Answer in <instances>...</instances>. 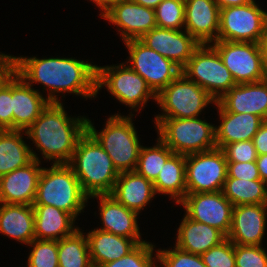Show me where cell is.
Segmentation results:
<instances>
[{
	"label": "cell",
	"instance_id": "cell-1",
	"mask_svg": "<svg viewBox=\"0 0 267 267\" xmlns=\"http://www.w3.org/2000/svg\"><path fill=\"white\" fill-rule=\"evenodd\" d=\"M96 66L73 58L12 57V69L30 86L40 83L50 91L47 99L60 102L55 93L96 97Z\"/></svg>",
	"mask_w": 267,
	"mask_h": 267
},
{
	"label": "cell",
	"instance_id": "cell-2",
	"mask_svg": "<svg viewBox=\"0 0 267 267\" xmlns=\"http://www.w3.org/2000/svg\"><path fill=\"white\" fill-rule=\"evenodd\" d=\"M87 120L81 116L70 118L61 102H50L24 133L47 161L68 164L79 139L87 131Z\"/></svg>",
	"mask_w": 267,
	"mask_h": 267
},
{
	"label": "cell",
	"instance_id": "cell-3",
	"mask_svg": "<svg viewBox=\"0 0 267 267\" xmlns=\"http://www.w3.org/2000/svg\"><path fill=\"white\" fill-rule=\"evenodd\" d=\"M68 165L88 197L110 194L119 176L110 156L88 131L79 139Z\"/></svg>",
	"mask_w": 267,
	"mask_h": 267
},
{
	"label": "cell",
	"instance_id": "cell-4",
	"mask_svg": "<svg viewBox=\"0 0 267 267\" xmlns=\"http://www.w3.org/2000/svg\"><path fill=\"white\" fill-rule=\"evenodd\" d=\"M88 196L68 164H52L43 168L33 205H49L71 214L75 219L82 212Z\"/></svg>",
	"mask_w": 267,
	"mask_h": 267
},
{
	"label": "cell",
	"instance_id": "cell-5",
	"mask_svg": "<svg viewBox=\"0 0 267 267\" xmlns=\"http://www.w3.org/2000/svg\"><path fill=\"white\" fill-rule=\"evenodd\" d=\"M132 118L115 114L110 116L105 128L97 132L87 120V131L99 142L110 156L117 171H134L138 162L140 145Z\"/></svg>",
	"mask_w": 267,
	"mask_h": 267
},
{
	"label": "cell",
	"instance_id": "cell-6",
	"mask_svg": "<svg viewBox=\"0 0 267 267\" xmlns=\"http://www.w3.org/2000/svg\"><path fill=\"white\" fill-rule=\"evenodd\" d=\"M159 138L176 154L207 152L216 147L214 125L194 118H155Z\"/></svg>",
	"mask_w": 267,
	"mask_h": 267
},
{
	"label": "cell",
	"instance_id": "cell-7",
	"mask_svg": "<svg viewBox=\"0 0 267 267\" xmlns=\"http://www.w3.org/2000/svg\"><path fill=\"white\" fill-rule=\"evenodd\" d=\"M181 73L188 80L196 82L216 101L237 84L211 44L200 45L181 69Z\"/></svg>",
	"mask_w": 267,
	"mask_h": 267
},
{
	"label": "cell",
	"instance_id": "cell-8",
	"mask_svg": "<svg viewBox=\"0 0 267 267\" xmlns=\"http://www.w3.org/2000/svg\"><path fill=\"white\" fill-rule=\"evenodd\" d=\"M104 86L131 110L138 111L134 109L137 107L141 110L149 98L157 101V95L146 80L124 63L117 66H96V93Z\"/></svg>",
	"mask_w": 267,
	"mask_h": 267
},
{
	"label": "cell",
	"instance_id": "cell-9",
	"mask_svg": "<svg viewBox=\"0 0 267 267\" xmlns=\"http://www.w3.org/2000/svg\"><path fill=\"white\" fill-rule=\"evenodd\" d=\"M156 102L164 113L155 118H194L216 100L181 73L157 95Z\"/></svg>",
	"mask_w": 267,
	"mask_h": 267
},
{
	"label": "cell",
	"instance_id": "cell-10",
	"mask_svg": "<svg viewBox=\"0 0 267 267\" xmlns=\"http://www.w3.org/2000/svg\"><path fill=\"white\" fill-rule=\"evenodd\" d=\"M267 29V12L253 0L220 9L218 40L260 43Z\"/></svg>",
	"mask_w": 267,
	"mask_h": 267
},
{
	"label": "cell",
	"instance_id": "cell-11",
	"mask_svg": "<svg viewBox=\"0 0 267 267\" xmlns=\"http://www.w3.org/2000/svg\"><path fill=\"white\" fill-rule=\"evenodd\" d=\"M129 51V67L144 78L158 95L181 74V68L173 61L147 47L139 39L125 41Z\"/></svg>",
	"mask_w": 267,
	"mask_h": 267
},
{
	"label": "cell",
	"instance_id": "cell-12",
	"mask_svg": "<svg viewBox=\"0 0 267 267\" xmlns=\"http://www.w3.org/2000/svg\"><path fill=\"white\" fill-rule=\"evenodd\" d=\"M186 193L222 191L227 178V160L219 148L185 155Z\"/></svg>",
	"mask_w": 267,
	"mask_h": 267
},
{
	"label": "cell",
	"instance_id": "cell-13",
	"mask_svg": "<svg viewBox=\"0 0 267 267\" xmlns=\"http://www.w3.org/2000/svg\"><path fill=\"white\" fill-rule=\"evenodd\" d=\"M212 46L237 84L256 83L267 79L259 43L216 40Z\"/></svg>",
	"mask_w": 267,
	"mask_h": 267
},
{
	"label": "cell",
	"instance_id": "cell-14",
	"mask_svg": "<svg viewBox=\"0 0 267 267\" xmlns=\"http://www.w3.org/2000/svg\"><path fill=\"white\" fill-rule=\"evenodd\" d=\"M178 204L183 206L188 218L215 227L227 237L234 205L222 191L186 193Z\"/></svg>",
	"mask_w": 267,
	"mask_h": 267
},
{
	"label": "cell",
	"instance_id": "cell-15",
	"mask_svg": "<svg viewBox=\"0 0 267 267\" xmlns=\"http://www.w3.org/2000/svg\"><path fill=\"white\" fill-rule=\"evenodd\" d=\"M101 17L120 28L123 42L140 39L157 26L155 10L132 0H118Z\"/></svg>",
	"mask_w": 267,
	"mask_h": 267
},
{
	"label": "cell",
	"instance_id": "cell-16",
	"mask_svg": "<svg viewBox=\"0 0 267 267\" xmlns=\"http://www.w3.org/2000/svg\"><path fill=\"white\" fill-rule=\"evenodd\" d=\"M147 47L173 61L181 69L201 45L186 30H173L156 26L139 39Z\"/></svg>",
	"mask_w": 267,
	"mask_h": 267
},
{
	"label": "cell",
	"instance_id": "cell-17",
	"mask_svg": "<svg viewBox=\"0 0 267 267\" xmlns=\"http://www.w3.org/2000/svg\"><path fill=\"white\" fill-rule=\"evenodd\" d=\"M267 204H246L233 207L232 223L227 235L233 244L262 246L265 235Z\"/></svg>",
	"mask_w": 267,
	"mask_h": 267
},
{
	"label": "cell",
	"instance_id": "cell-18",
	"mask_svg": "<svg viewBox=\"0 0 267 267\" xmlns=\"http://www.w3.org/2000/svg\"><path fill=\"white\" fill-rule=\"evenodd\" d=\"M41 161L33 160L0 177V203L33 205L42 171Z\"/></svg>",
	"mask_w": 267,
	"mask_h": 267
},
{
	"label": "cell",
	"instance_id": "cell-19",
	"mask_svg": "<svg viewBox=\"0 0 267 267\" xmlns=\"http://www.w3.org/2000/svg\"><path fill=\"white\" fill-rule=\"evenodd\" d=\"M184 29L201 45L218 40L220 8L214 0L185 1Z\"/></svg>",
	"mask_w": 267,
	"mask_h": 267
},
{
	"label": "cell",
	"instance_id": "cell-20",
	"mask_svg": "<svg viewBox=\"0 0 267 267\" xmlns=\"http://www.w3.org/2000/svg\"><path fill=\"white\" fill-rule=\"evenodd\" d=\"M49 103L12 69L13 130L25 131Z\"/></svg>",
	"mask_w": 267,
	"mask_h": 267
},
{
	"label": "cell",
	"instance_id": "cell-21",
	"mask_svg": "<svg viewBox=\"0 0 267 267\" xmlns=\"http://www.w3.org/2000/svg\"><path fill=\"white\" fill-rule=\"evenodd\" d=\"M216 102L225 111L251 113L267 121V79L236 84Z\"/></svg>",
	"mask_w": 267,
	"mask_h": 267
},
{
	"label": "cell",
	"instance_id": "cell-22",
	"mask_svg": "<svg viewBox=\"0 0 267 267\" xmlns=\"http://www.w3.org/2000/svg\"><path fill=\"white\" fill-rule=\"evenodd\" d=\"M90 198L100 200L99 210L103 227L99 230L134 239L138 244L145 242V240H141L137 224L138 213L126 208L109 194L93 195L88 197V199Z\"/></svg>",
	"mask_w": 267,
	"mask_h": 267
},
{
	"label": "cell",
	"instance_id": "cell-23",
	"mask_svg": "<svg viewBox=\"0 0 267 267\" xmlns=\"http://www.w3.org/2000/svg\"><path fill=\"white\" fill-rule=\"evenodd\" d=\"M111 195L126 208L139 212L156 195L153 182L134 171L120 172Z\"/></svg>",
	"mask_w": 267,
	"mask_h": 267
},
{
	"label": "cell",
	"instance_id": "cell-24",
	"mask_svg": "<svg viewBox=\"0 0 267 267\" xmlns=\"http://www.w3.org/2000/svg\"><path fill=\"white\" fill-rule=\"evenodd\" d=\"M221 123L215 127L216 147L221 149L232 142L252 140L264 122L259 116L251 113L225 111L217 102Z\"/></svg>",
	"mask_w": 267,
	"mask_h": 267
},
{
	"label": "cell",
	"instance_id": "cell-25",
	"mask_svg": "<svg viewBox=\"0 0 267 267\" xmlns=\"http://www.w3.org/2000/svg\"><path fill=\"white\" fill-rule=\"evenodd\" d=\"M175 246L188 253L201 255L210 248L219 245L226 236L217 228L184 215L177 231Z\"/></svg>",
	"mask_w": 267,
	"mask_h": 267
},
{
	"label": "cell",
	"instance_id": "cell-26",
	"mask_svg": "<svg viewBox=\"0 0 267 267\" xmlns=\"http://www.w3.org/2000/svg\"><path fill=\"white\" fill-rule=\"evenodd\" d=\"M93 267L118 260L131 252L138 243L98 228L86 234Z\"/></svg>",
	"mask_w": 267,
	"mask_h": 267
},
{
	"label": "cell",
	"instance_id": "cell-27",
	"mask_svg": "<svg viewBox=\"0 0 267 267\" xmlns=\"http://www.w3.org/2000/svg\"><path fill=\"white\" fill-rule=\"evenodd\" d=\"M33 210L35 239L58 241L78 229L73 224L76 219L59 208L49 205H33Z\"/></svg>",
	"mask_w": 267,
	"mask_h": 267
},
{
	"label": "cell",
	"instance_id": "cell-28",
	"mask_svg": "<svg viewBox=\"0 0 267 267\" xmlns=\"http://www.w3.org/2000/svg\"><path fill=\"white\" fill-rule=\"evenodd\" d=\"M0 233L22 244L35 239L33 205L0 203Z\"/></svg>",
	"mask_w": 267,
	"mask_h": 267
},
{
	"label": "cell",
	"instance_id": "cell-29",
	"mask_svg": "<svg viewBox=\"0 0 267 267\" xmlns=\"http://www.w3.org/2000/svg\"><path fill=\"white\" fill-rule=\"evenodd\" d=\"M23 130H0V177L22 168L34 159L40 161L23 140Z\"/></svg>",
	"mask_w": 267,
	"mask_h": 267
},
{
	"label": "cell",
	"instance_id": "cell-30",
	"mask_svg": "<svg viewBox=\"0 0 267 267\" xmlns=\"http://www.w3.org/2000/svg\"><path fill=\"white\" fill-rule=\"evenodd\" d=\"M185 155L174 153L160 170L153 182L156 194L170 195L179 203L186 196Z\"/></svg>",
	"mask_w": 267,
	"mask_h": 267
},
{
	"label": "cell",
	"instance_id": "cell-31",
	"mask_svg": "<svg viewBox=\"0 0 267 267\" xmlns=\"http://www.w3.org/2000/svg\"><path fill=\"white\" fill-rule=\"evenodd\" d=\"M267 183L262 180H244L227 177L222 189L234 205L267 204Z\"/></svg>",
	"mask_w": 267,
	"mask_h": 267
},
{
	"label": "cell",
	"instance_id": "cell-32",
	"mask_svg": "<svg viewBox=\"0 0 267 267\" xmlns=\"http://www.w3.org/2000/svg\"><path fill=\"white\" fill-rule=\"evenodd\" d=\"M58 263L59 267H93L87 237L80 228L58 240Z\"/></svg>",
	"mask_w": 267,
	"mask_h": 267
},
{
	"label": "cell",
	"instance_id": "cell-33",
	"mask_svg": "<svg viewBox=\"0 0 267 267\" xmlns=\"http://www.w3.org/2000/svg\"><path fill=\"white\" fill-rule=\"evenodd\" d=\"M153 147L141 146L135 171L147 180L154 182L165 162L174 152L160 139Z\"/></svg>",
	"mask_w": 267,
	"mask_h": 267
},
{
	"label": "cell",
	"instance_id": "cell-34",
	"mask_svg": "<svg viewBox=\"0 0 267 267\" xmlns=\"http://www.w3.org/2000/svg\"><path fill=\"white\" fill-rule=\"evenodd\" d=\"M154 10L158 27L173 30L184 27L185 2L183 0H163Z\"/></svg>",
	"mask_w": 267,
	"mask_h": 267
},
{
	"label": "cell",
	"instance_id": "cell-35",
	"mask_svg": "<svg viewBox=\"0 0 267 267\" xmlns=\"http://www.w3.org/2000/svg\"><path fill=\"white\" fill-rule=\"evenodd\" d=\"M29 246L31 250L27 267H59L58 241L34 239Z\"/></svg>",
	"mask_w": 267,
	"mask_h": 267
},
{
	"label": "cell",
	"instance_id": "cell-36",
	"mask_svg": "<svg viewBox=\"0 0 267 267\" xmlns=\"http://www.w3.org/2000/svg\"><path fill=\"white\" fill-rule=\"evenodd\" d=\"M153 250L154 245L145 241L138 244L124 257L113 262L105 263L101 267H159L155 262L157 256L152 257Z\"/></svg>",
	"mask_w": 267,
	"mask_h": 267
},
{
	"label": "cell",
	"instance_id": "cell-37",
	"mask_svg": "<svg viewBox=\"0 0 267 267\" xmlns=\"http://www.w3.org/2000/svg\"><path fill=\"white\" fill-rule=\"evenodd\" d=\"M157 262L163 267H206L201 256L180 250L178 247L169 250H157Z\"/></svg>",
	"mask_w": 267,
	"mask_h": 267
},
{
	"label": "cell",
	"instance_id": "cell-38",
	"mask_svg": "<svg viewBox=\"0 0 267 267\" xmlns=\"http://www.w3.org/2000/svg\"><path fill=\"white\" fill-rule=\"evenodd\" d=\"M200 256L206 267H236L235 244L227 238Z\"/></svg>",
	"mask_w": 267,
	"mask_h": 267
},
{
	"label": "cell",
	"instance_id": "cell-39",
	"mask_svg": "<svg viewBox=\"0 0 267 267\" xmlns=\"http://www.w3.org/2000/svg\"><path fill=\"white\" fill-rule=\"evenodd\" d=\"M0 130H13L12 70L0 81Z\"/></svg>",
	"mask_w": 267,
	"mask_h": 267
},
{
	"label": "cell",
	"instance_id": "cell-40",
	"mask_svg": "<svg viewBox=\"0 0 267 267\" xmlns=\"http://www.w3.org/2000/svg\"><path fill=\"white\" fill-rule=\"evenodd\" d=\"M236 267H267V253L262 246L235 244Z\"/></svg>",
	"mask_w": 267,
	"mask_h": 267
},
{
	"label": "cell",
	"instance_id": "cell-41",
	"mask_svg": "<svg viewBox=\"0 0 267 267\" xmlns=\"http://www.w3.org/2000/svg\"><path fill=\"white\" fill-rule=\"evenodd\" d=\"M221 150L227 162H252L258 157L252 140L232 142L224 145Z\"/></svg>",
	"mask_w": 267,
	"mask_h": 267
},
{
	"label": "cell",
	"instance_id": "cell-42",
	"mask_svg": "<svg viewBox=\"0 0 267 267\" xmlns=\"http://www.w3.org/2000/svg\"><path fill=\"white\" fill-rule=\"evenodd\" d=\"M227 177L244 180H261L256 161L227 162Z\"/></svg>",
	"mask_w": 267,
	"mask_h": 267
},
{
	"label": "cell",
	"instance_id": "cell-43",
	"mask_svg": "<svg viewBox=\"0 0 267 267\" xmlns=\"http://www.w3.org/2000/svg\"><path fill=\"white\" fill-rule=\"evenodd\" d=\"M252 141L258 155L267 154V121L260 125Z\"/></svg>",
	"mask_w": 267,
	"mask_h": 267
},
{
	"label": "cell",
	"instance_id": "cell-44",
	"mask_svg": "<svg viewBox=\"0 0 267 267\" xmlns=\"http://www.w3.org/2000/svg\"><path fill=\"white\" fill-rule=\"evenodd\" d=\"M12 57L0 54V81L12 70Z\"/></svg>",
	"mask_w": 267,
	"mask_h": 267
},
{
	"label": "cell",
	"instance_id": "cell-45",
	"mask_svg": "<svg viewBox=\"0 0 267 267\" xmlns=\"http://www.w3.org/2000/svg\"><path fill=\"white\" fill-rule=\"evenodd\" d=\"M256 164L261 180L267 183V154L258 155Z\"/></svg>",
	"mask_w": 267,
	"mask_h": 267
},
{
	"label": "cell",
	"instance_id": "cell-46",
	"mask_svg": "<svg viewBox=\"0 0 267 267\" xmlns=\"http://www.w3.org/2000/svg\"><path fill=\"white\" fill-rule=\"evenodd\" d=\"M220 9L231 6H242L251 3L253 0H214Z\"/></svg>",
	"mask_w": 267,
	"mask_h": 267
},
{
	"label": "cell",
	"instance_id": "cell-47",
	"mask_svg": "<svg viewBox=\"0 0 267 267\" xmlns=\"http://www.w3.org/2000/svg\"><path fill=\"white\" fill-rule=\"evenodd\" d=\"M259 45L262 52L263 68L267 76V29Z\"/></svg>",
	"mask_w": 267,
	"mask_h": 267
},
{
	"label": "cell",
	"instance_id": "cell-48",
	"mask_svg": "<svg viewBox=\"0 0 267 267\" xmlns=\"http://www.w3.org/2000/svg\"><path fill=\"white\" fill-rule=\"evenodd\" d=\"M101 10L100 16H102L104 13H106L118 0H91Z\"/></svg>",
	"mask_w": 267,
	"mask_h": 267
},
{
	"label": "cell",
	"instance_id": "cell-49",
	"mask_svg": "<svg viewBox=\"0 0 267 267\" xmlns=\"http://www.w3.org/2000/svg\"><path fill=\"white\" fill-rule=\"evenodd\" d=\"M132 1L147 8L155 9L163 0H132Z\"/></svg>",
	"mask_w": 267,
	"mask_h": 267
}]
</instances>
